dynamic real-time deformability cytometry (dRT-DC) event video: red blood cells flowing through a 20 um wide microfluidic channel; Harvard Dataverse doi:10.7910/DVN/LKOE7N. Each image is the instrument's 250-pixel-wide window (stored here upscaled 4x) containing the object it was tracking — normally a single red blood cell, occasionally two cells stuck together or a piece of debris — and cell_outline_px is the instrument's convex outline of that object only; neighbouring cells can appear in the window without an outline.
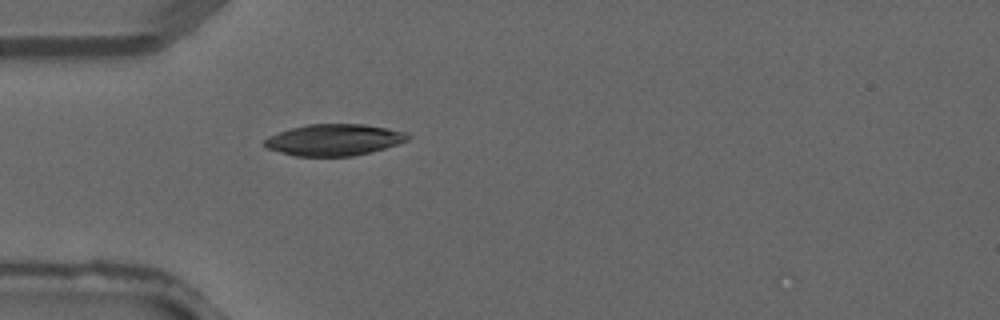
{"species": "common noctule bat (a hibernating species)", "species_latin": "Nyctalus noctula", "temperature_condition": "warm", "stored_images_in_passage": 3, "camera_frame_rate_fps": 3000, "um_per_image_px": 0.085, "animal": {"sex": "male", "forearm_length_mm": 52.5}, "frame": {"image": 1, "passage_image": 3, "time_ms": 0.667, "image_size_px": [1000, 320], "cell_outline_px": [[412, 136], [408, 140], [372, 152], [352, 156], [296, 156], [264, 148], [264, 140], [268, 136], [292, 128], [308, 124], [364, 124], [388, 128], [404, 132]], "centroid_in_image_um": [28.39, 11.89], "position_along_channel_um": 56.6, "area_um2": 26.24}}